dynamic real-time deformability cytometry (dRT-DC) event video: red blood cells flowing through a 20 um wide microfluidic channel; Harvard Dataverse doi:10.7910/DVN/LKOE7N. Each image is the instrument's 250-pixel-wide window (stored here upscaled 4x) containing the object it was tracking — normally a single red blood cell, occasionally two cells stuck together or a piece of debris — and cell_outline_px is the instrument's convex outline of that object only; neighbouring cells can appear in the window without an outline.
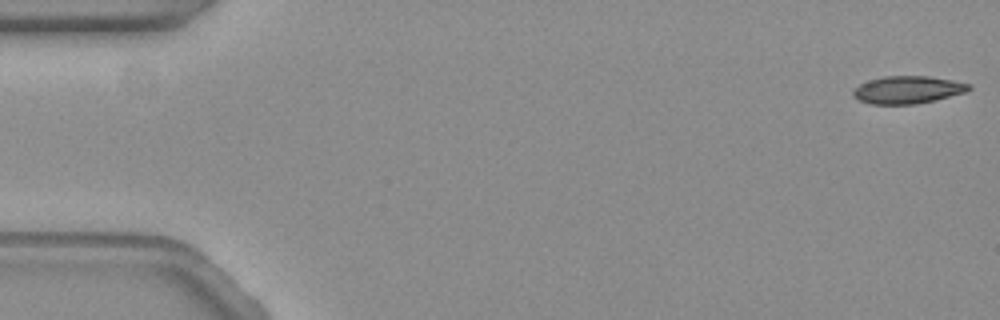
{"species": "common noctule bat (a hibernating species)", "species_latin": "Nyctalus noctula", "temperature_condition": "warm", "stored_images_in_passage": 5, "camera_frame_rate_fps": 3000, "um_per_image_px": 0.085, "animal": {"sex": "female", "body_mass_g": 19.3, "forearm_length_mm": 54.1}, "frame": {"image": 1, "passage_image": 1, "time_ms": 0.0, "image_size_px": [1000, 320], "cell_outline_px": [[972, 88], [964, 92], [916, 104], [872, 104], [860, 100], [852, 96], [852, 92], [860, 84], [868, 80], [884, 76], [928, 76], [952, 80], [972, 84]], "centroid_in_image_um": [77.14, 7.62], "position_along_channel_um": 7.9, "area_um2": 18.38}}